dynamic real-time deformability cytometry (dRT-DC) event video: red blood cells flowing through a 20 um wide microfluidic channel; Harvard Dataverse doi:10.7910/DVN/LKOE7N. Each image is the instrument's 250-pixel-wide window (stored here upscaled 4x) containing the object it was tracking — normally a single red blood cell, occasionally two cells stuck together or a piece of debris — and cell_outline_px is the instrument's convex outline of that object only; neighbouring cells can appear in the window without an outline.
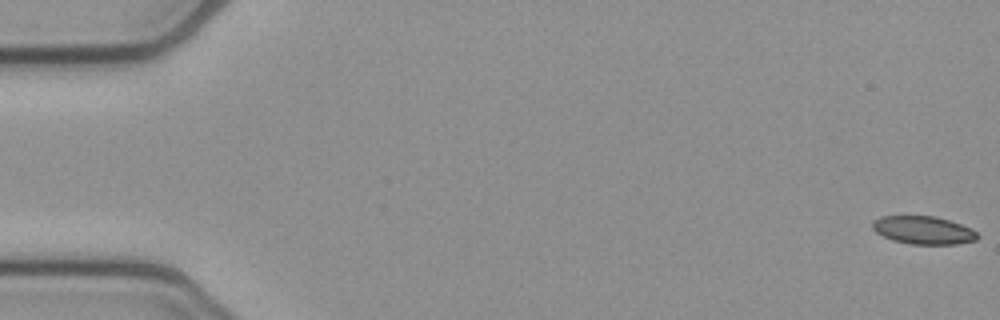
{"species": "common noctule bat (a hibernating species)", "species_latin": "Nyctalus noctula", "temperature_condition": "cold", "stored_images_in_passage": 55, "segment_of_instrument_passage": [1, 2], "camera_frame_rate_fps": 3000, "um_per_image_px": 0.085, "animal": {"sex": "female", "body_mass_g": 21.9}, "frame": {"image": 1, "passage_image": 1, "time_ms": 0.0, "image_size_px": [1000, 320], "cell_outline_px": [[980, 236], [976, 240], [956, 244], [912, 244], [892, 240], [876, 232], [872, 228], [872, 220], [880, 216], [936, 216], [972, 228]], "centroid_in_image_um": [78.48, 19.56], "position_along_channel_um": 6.5, "area_um2": 17.17}}
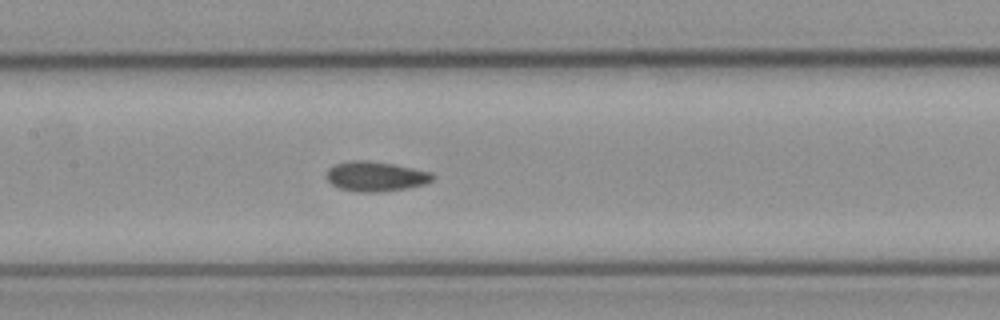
{"frame": {"image": 2, "passage_image": 26, "time_ms": 8.333, "image_size_px": [1000, 320], "cell_outline_px": [[436, 176], [432, 180], [424, 184], [408, 188], [380, 192], [356, 192], [340, 188], [332, 184], [328, 180], [328, 168], [336, 164], [348, 160], [368, 160], [392, 164], [432, 172]], "centroid_in_image_um": [31.95, 14.99], "position_along_channel_um": 175.5, "area_um2": 18.44}}
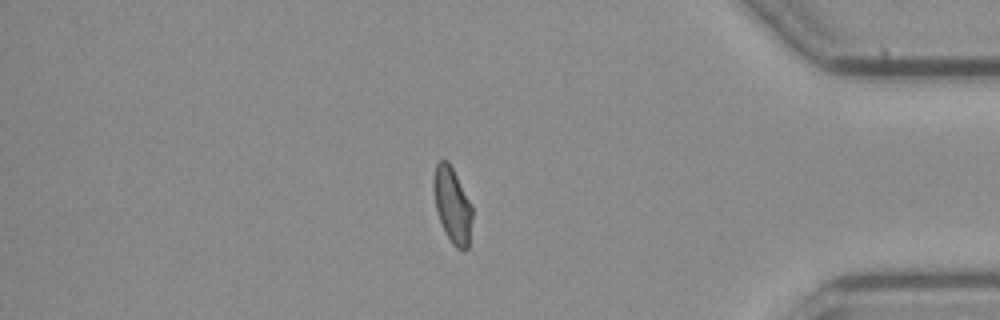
{"frame": {"image": 3, "passage_image": 46, "time_ms": 15.0, "image_size_px": [1000, 320], "cell_outline_px": [[472, 220], [468, 248], [464, 252], [460, 252], [452, 244], [444, 232], [436, 208], [432, 188], [432, 180], [436, 164], [440, 160], [448, 160], [472, 204]], "centroid_in_image_um": [38.45, 17.46], "position_along_channel_um": 396.8, "area_um2": 17.34}}